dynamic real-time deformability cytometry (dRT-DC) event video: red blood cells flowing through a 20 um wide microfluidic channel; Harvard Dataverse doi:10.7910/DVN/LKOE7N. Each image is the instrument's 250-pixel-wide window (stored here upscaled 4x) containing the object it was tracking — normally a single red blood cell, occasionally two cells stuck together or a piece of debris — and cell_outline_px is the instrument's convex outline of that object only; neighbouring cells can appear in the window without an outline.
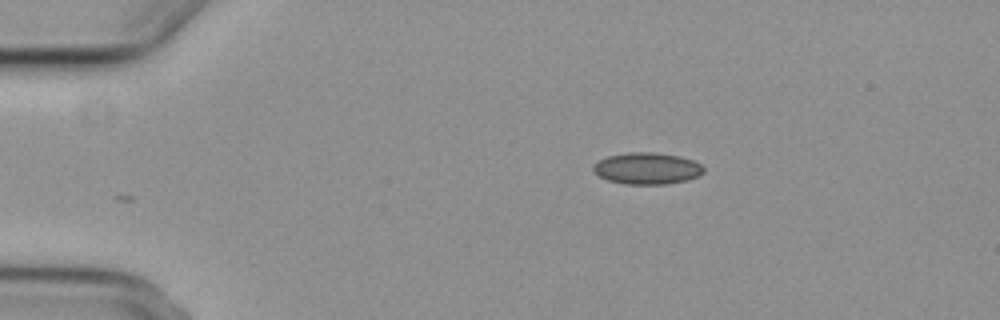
{"species": "common noctule bat (a hibernating species)", "species_latin": "Nyctalus noctula", "temperature_condition": "cold", "stored_images_in_passage": 3, "camera_frame_rate_fps": 3000, "um_per_image_px": 0.085, "animal": {"sex": "female", "body_mass_g": 29.2, "forearm_length_mm": 56.3}, "frame": {"image": 1, "passage_image": 3, "time_ms": 2.333, "image_size_px": [1000, 320], "cell_outline_px": [[704, 172], [700, 176], [688, 180], [664, 184], [624, 184], [608, 180], [592, 172], [592, 164], [608, 156], [628, 152], [656, 152], [680, 156], [692, 160], [700, 164], [704, 168]], "centroid_in_image_um": [55.0, 14.31], "position_along_channel_um": 30.0, "area_um2": 20.52}}